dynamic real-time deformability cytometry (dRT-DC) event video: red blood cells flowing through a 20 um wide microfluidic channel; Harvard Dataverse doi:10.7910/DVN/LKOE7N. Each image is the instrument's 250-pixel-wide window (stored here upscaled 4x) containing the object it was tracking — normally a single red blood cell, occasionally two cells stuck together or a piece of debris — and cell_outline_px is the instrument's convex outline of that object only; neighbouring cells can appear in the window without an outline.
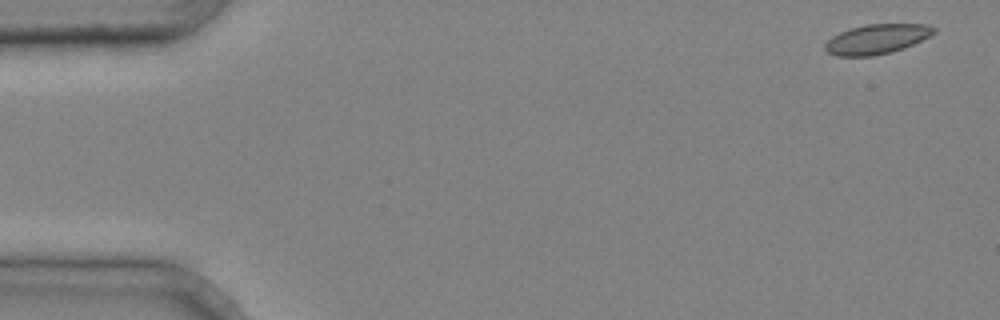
{"species": "common noctule bat (a hibernating species)", "species_latin": "Nyctalus noctula", "temperature_condition": "cold", "stored_images_in_passage": 4, "camera_frame_rate_fps": 3000, "um_per_image_px": 0.085, "animal": {"sex": "male", "body_mass_g": 20.4}, "frame": {"image": 1, "passage_image": 1, "time_ms": 0.0, "image_size_px": [1000, 320], "cell_outline_px": [[936, 32], [912, 44], [892, 52], [872, 56], [836, 56], [828, 52], [824, 48], [824, 44], [832, 36], [840, 32], [852, 28], [868, 24], [928, 24], [936, 28]], "centroid_in_image_um": [74.51, 3.32], "position_along_channel_um": 10.5, "area_um2": 18.67}}
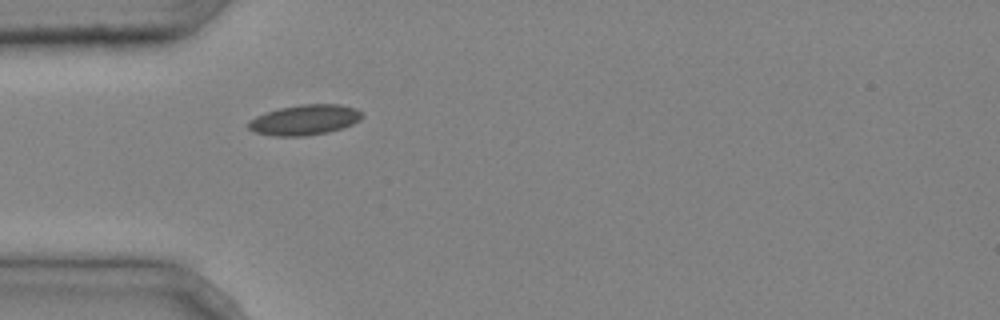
{"frame": {"image": 2, "passage_image": 4, "time_ms": 1.0, "image_size_px": [1000, 320], "cell_outline_px": [[364, 116], [360, 120], [352, 124], [328, 132], [304, 136], [272, 136], [256, 132], [248, 128], [248, 120], [256, 116], [280, 108], [300, 104], [340, 104], [356, 108], [364, 112]], "centroid_in_image_um": [25.93, 10.18], "position_along_channel_um": 59.1, "area_um2": 20.11}}